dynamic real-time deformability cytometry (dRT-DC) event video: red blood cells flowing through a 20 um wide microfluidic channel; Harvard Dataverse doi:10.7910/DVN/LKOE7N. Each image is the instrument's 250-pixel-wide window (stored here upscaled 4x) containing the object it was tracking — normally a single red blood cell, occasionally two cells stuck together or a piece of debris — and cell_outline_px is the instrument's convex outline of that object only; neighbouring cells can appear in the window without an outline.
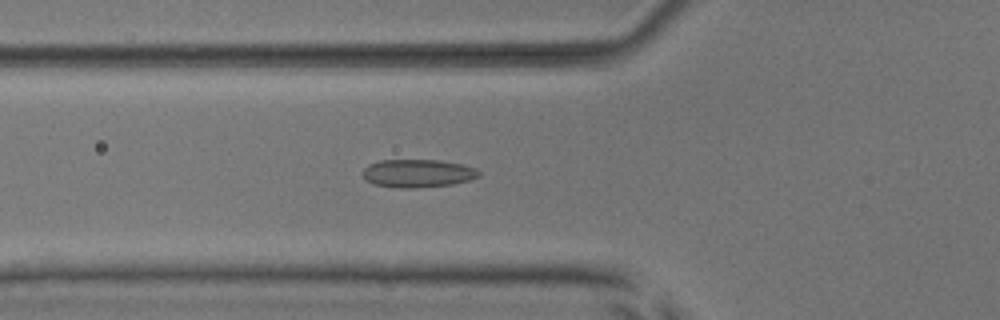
{"species": "common noctule bat (a hibernating species)", "species_latin": "Nyctalus noctula", "temperature_condition": "room temperature", "stored_images_in_passage": 53, "camera_frame_rate_fps": 3000, "um_per_image_px": 0.085, "animal": {"sex": "male", "body_mass_g": 17.9, "forearm_length_mm": 54.2}, "frame": {"image": 1, "passage_image": 20, "time_ms": 6.333, "image_size_px": [1000, 320], "cell_outline_px": [[480, 176], [468, 180], [452, 184], [416, 188], [400, 188], [376, 184], [368, 180], [360, 172], [368, 164], [380, 160], [436, 160], [460, 164], [476, 168], [480, 172]], "centroid_in_image_um": [35.5, 14.73], "position_along_channel_um": 90.3, "area_um2": 18.84}}
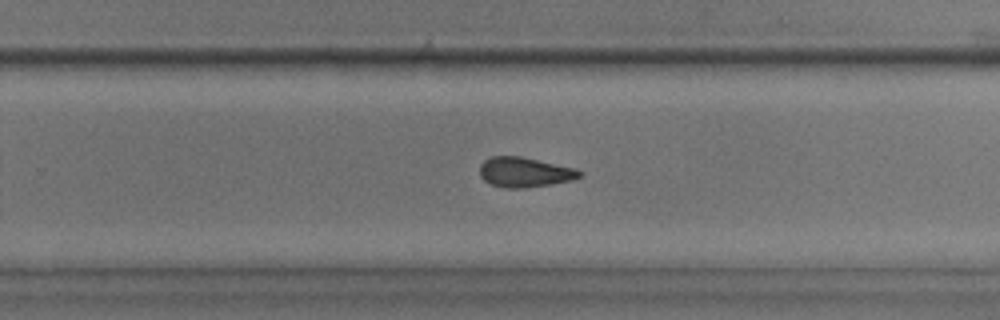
{"frame": {"image": 2, "passage_image": 35, "time_ms": 11.333, "image_size_px": [1000, 320], "cell_outline_px": [[584, 172], [580, 176], [572, 180], [552, 184], [524, 188], [504, 188], [492, 184], [484, 180], [480, 176], [480, 164], [484, 160], [492, 156], [520, 156], [576, 168]], "centroid_in_image_um": [44.6, 14.64], "position_along_channel_um": 285.2, "area_um2": 17.46}}
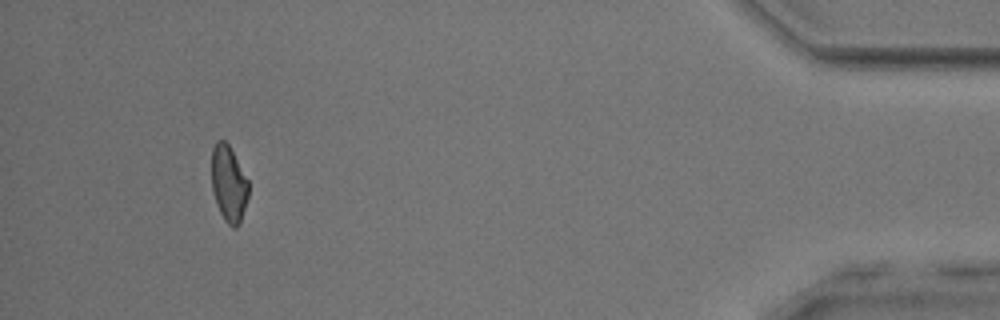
{"frame": {"image": 3, "passage_image": 50, "time_ms": 16.333, "image_size_px": [1000, 320], "cell_outline_px": [[248, 196], [240, 224], [236, 228], [232, 228], [224, 220], [216, 204], [212, 188], [212, 148], [216, 140], [224, 140], [228, 144], [248, 180]], "centroid_in_image_um": [19.43, 15.64], "position_along_channel_um": 415.8, "area_um2": 16.36}, "authors_computed_cell_mechanics": {"area_um2": 18.0914, "velocity_mm_per_s": 3.9013, "shape_relaxation_time_tau1_ms": null, "shape_relaxation_time_tau2_ms": 3.3605, "deformation_change_tau1": null, "deformation_change_tau2": 0.1047}}